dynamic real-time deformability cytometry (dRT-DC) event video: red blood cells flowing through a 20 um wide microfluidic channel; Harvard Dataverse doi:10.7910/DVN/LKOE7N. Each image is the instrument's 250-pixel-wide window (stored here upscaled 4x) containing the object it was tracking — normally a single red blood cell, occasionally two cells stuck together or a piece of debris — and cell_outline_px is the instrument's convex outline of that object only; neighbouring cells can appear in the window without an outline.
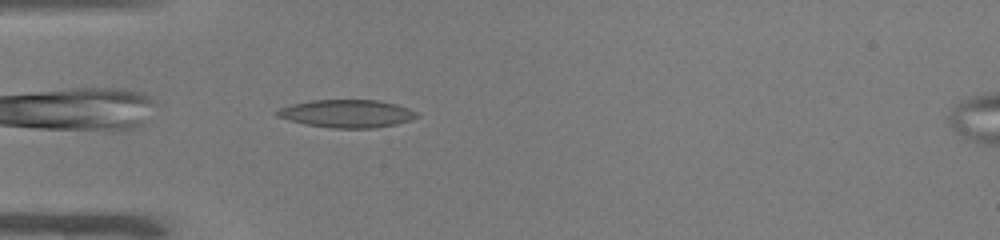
{"species": "common noctule bat (a hibernating species)", "species_latin": "Nyctalus noctula", "temperature_condition": "warm", "stored_images_in_passage": 22, "camera_frame_rate_fps": 3000, "um_per_image_px": 0.085, "animal": {"sex": "male", "body_mass_g": 19.0, "forearm_length_mm": 50.8}, "frame": {"image": 1, "passage_image": 1, "time_ms": 0.0, "image_size_px": [1000, 240], "cell_outline_px": [[420, 116], [412, 120], [396, 124], [372, 128], [332, 128], [308, 124], [288, 120], [276, 116], [272, 112], [280, 108], [292, 104], [312, 100], [376, 100], [396, 104], [408, 108], [416, 112]], "centroid_in_image_um": [29.48, 9.65], "position_along_channel_um": 55.5, "area_um2": 22.66}}
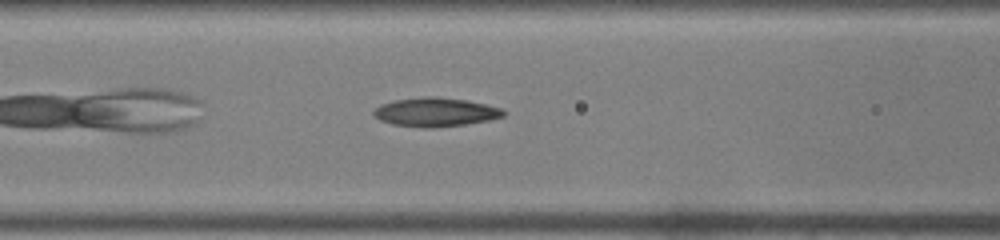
{"frame": {"image": 2, "passage_image": 7, "time_ms": 2.0, "image_size_px": [1000, 240], "cell_outline_px": [[508, 112], [504, 116], [488, 120], [464, 124], [432, 128], [424, 128], [392, 124], [380, 120], [372, 112], [380, 104], [396, 100], [424, 96], [436, 96], [464, 100], [504, 108]], "centroid_in_image_um": [37.04, 9.53], "position_along_channel_um": 129.6, "area_um2": 21.79}}
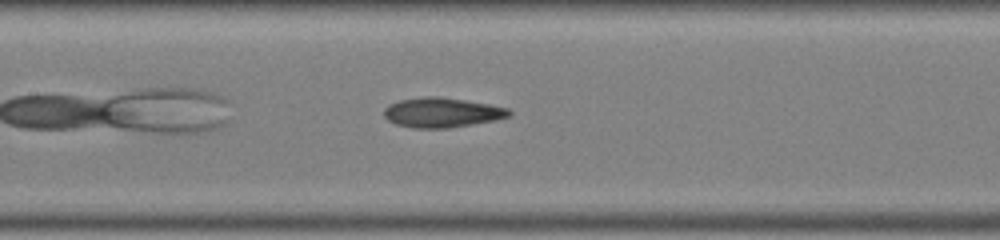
{"frame": {"image": 3, "passage_image": 10, "time_ms": 3.0, "image_size_px": [1000, 240], "cell_outline_px": [[512, 112], [508, 116], [496, 120], [448, 128], [416, 128], [396, 124], [388, 120], [384, 116], [384, 108], [388, 104], [400, 100], [424, 96], [440, 96], [488, 104], [508, 108]], "centroid_in_image_um": [37.54, 9.56], "position_along_channel_um": 169.9, "area_um2": 21.62}}